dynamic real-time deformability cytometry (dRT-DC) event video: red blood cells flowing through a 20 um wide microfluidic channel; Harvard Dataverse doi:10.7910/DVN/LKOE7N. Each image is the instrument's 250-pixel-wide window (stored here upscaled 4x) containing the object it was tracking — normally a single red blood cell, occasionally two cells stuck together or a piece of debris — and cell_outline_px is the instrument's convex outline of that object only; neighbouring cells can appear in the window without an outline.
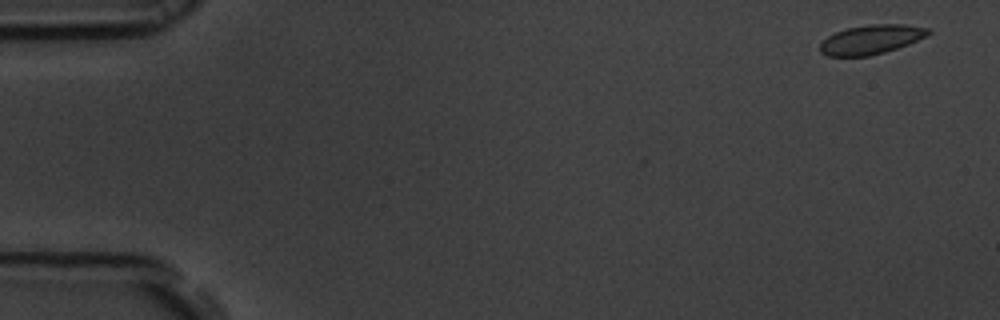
{"species": "common noctule bat (a hibernating species)", "species_latin": "Nyctalus noctula", "temperature_condition": "room temperature", "stored_images_in_passage": 6, "camera_frame_rate_fps": 3000, "um_per_image_px": 0.085, "animal": {"sex": "male", "body_mass_g": 19.5, "forearm_length_mm": 54.6}, "frame": {"image": 1, "passage_image": 2, "time_ms": 0.333, "image_size_px": [1000, 320], "cell_outline_px": [[932, 32], [928, 36], [908, 44], [884, 52], [868, 56], [828, 56], [820, 52], [820, 44], [828, 36], [836, 32], [848, 28], [872, 24], [904, 24], [928, 28]], "centroid_in_image_um": [74.07, 3.35], "position_along_channel_um": 10.9, "area_um2": 18.32}}